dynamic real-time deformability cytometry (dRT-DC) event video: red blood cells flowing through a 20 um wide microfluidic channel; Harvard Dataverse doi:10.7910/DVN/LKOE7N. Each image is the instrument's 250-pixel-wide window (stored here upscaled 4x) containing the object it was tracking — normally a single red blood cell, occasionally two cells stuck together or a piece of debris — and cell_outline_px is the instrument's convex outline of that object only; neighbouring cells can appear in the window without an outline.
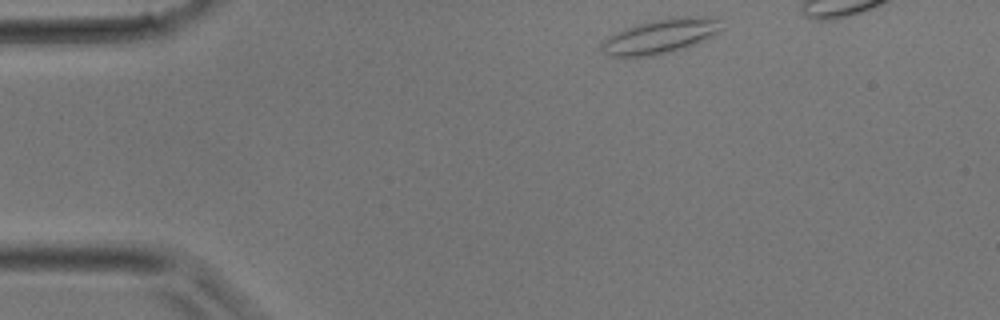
{"species": "common noctule bat (a hibernating species)", "species_latin": "Nyctalus noctula", "temperature_condition": "room temperature", "stored_images_in_passage": 25, "camera_frame_rate_fps": 3000, "um_per_image_px": 0.085, "animal": {"sex": "male", "body_mass_g": 17.9}, "frame": {"image": 1, "passage_image": 1, "time_ms": 0.0, "image_size_px": [1000, 320], "cell_outline_px": [[720, 32], [696, 44], [684, 48], [652, 56], [608, 56], [600, 48], [600, 44], [604, 40], [616, 32], [652, 20], [672, 16], [700, 16], [720, 20]], "centroid_in_image_um": [56.15, 3.08], "position_along_channel_um": 28.9, "area_um2": 23.87}}
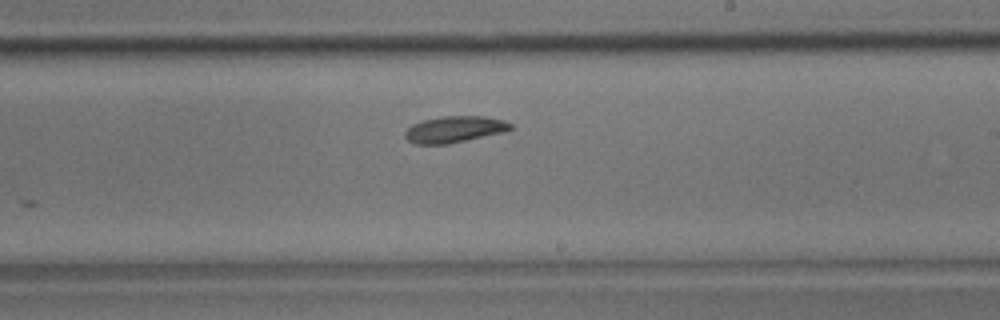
{"frame": {"image": 2, "passage_image": 16, "time_ms": 5.0, "image_size_px": [1000, 320], "cell_outline_px": [[516, 128], [504, 132], [448, 144], [416, 144], [408, 140], [404, 136], [404, 132], [412, 124], [424, 120], [440, 116], [484, 116], [504, 120], [512, 124]], "centroid_in_image_um": [38.66, 10.99], "position_along_channel_um": 250.3, "area_um2": 16.36}}
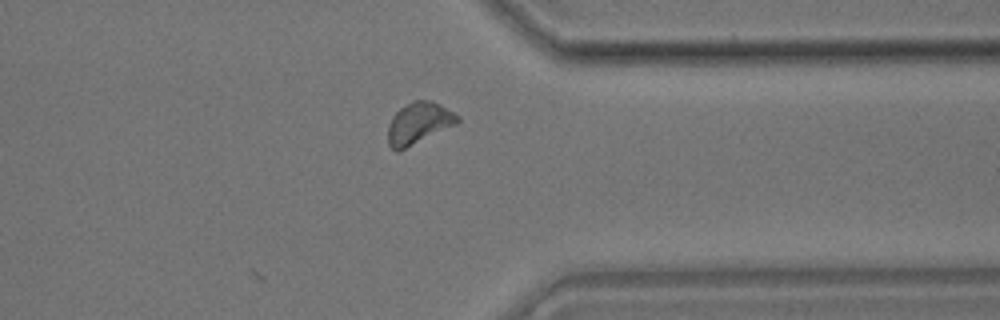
{"frame": {"image": 3, "passage_image": 23, "time_ms": 7.333, "image_size_px": [1000, 320], "cell_outline_px": [[460, 120], [456, 124], [400, 152], [396, 152], [388, 144], [388, 124], [392, 116], [400, 108], [412, 100], [432, 100], [440, 104], [460, 116]], "centroid_in_image_um": [35.58, 10.48], "position_along_channel_um": 375.8, "area_um2": 17.11}}